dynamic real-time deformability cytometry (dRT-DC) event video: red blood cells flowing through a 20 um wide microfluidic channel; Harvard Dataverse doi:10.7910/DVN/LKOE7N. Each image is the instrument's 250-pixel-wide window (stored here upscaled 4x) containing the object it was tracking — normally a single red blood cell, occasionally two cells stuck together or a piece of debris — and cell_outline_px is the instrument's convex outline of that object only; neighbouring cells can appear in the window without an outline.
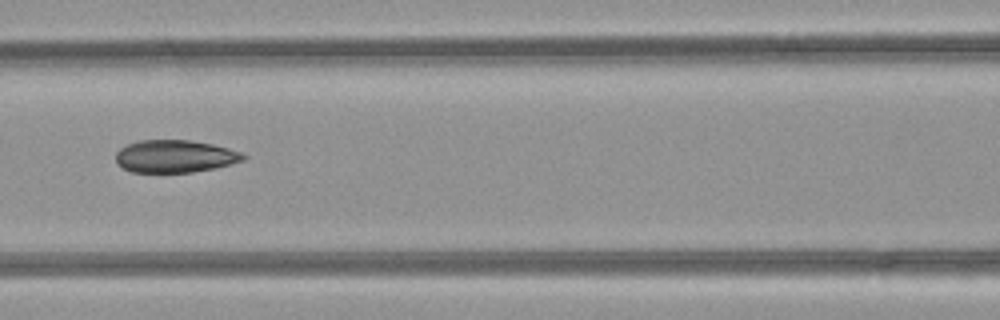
{"species": "common noctule bat (a hibernating species)", "species_latin": "Nyctalus noctula", "temperature_condition": "room temperature", "stored_images_in_passage": 37, "camera_frame_rate_fps": 3000, "um_per_image_px": 0.085, "animal": {"sex": "female", "body_mass_g": 21.9}, "frame": {"image": 1, "passage_image": 11, "time_ms": 3.333, "image_size_px": [1000, 320], "cell_outline_px": [[248, 156], [244, 160], [232, 164], [216, 168], [192, 172], [132, 172], [124, 168], [116, 160], [116, 152], [120, 148], [128, 144], [140, 140], [192, 140], [212, 144], [228, 148], [240, 152]], "centroid_in_image_um": [14.91, 13.28], "position_along_channel_um": 151.7, "area_um2": 24.16}, "authors_computed_cell_mechanics": {"area_um2": 26.5302, "velocity_mm_per_s": 4.1409, "shape_relaxation_time_tau1_ms": 4.7912, "shape_relaxation_time_tau2_ms": 6.8677, "deformation_change_tau1": 0.0914, "deformation_change_tau2": 0.1453}}